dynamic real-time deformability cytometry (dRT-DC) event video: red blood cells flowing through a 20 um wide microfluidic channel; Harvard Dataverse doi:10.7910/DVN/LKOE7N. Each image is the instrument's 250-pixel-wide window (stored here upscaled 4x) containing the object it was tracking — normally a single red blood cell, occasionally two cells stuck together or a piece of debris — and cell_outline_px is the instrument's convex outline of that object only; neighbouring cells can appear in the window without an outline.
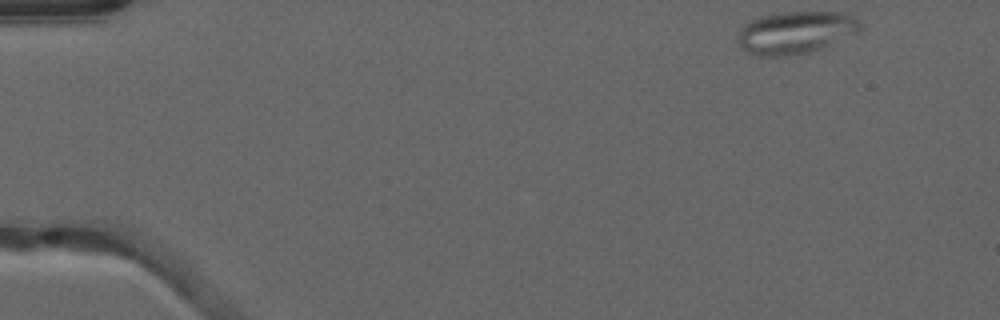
{"species": "common noctule bat (a hibernating species)", "species_latin": "Nyctalus noctula", "temperature_condition": "warm", "stored_images_in_passage": 30, "camera_frame_rate_fps": 3000, "um_per_image_px": 0.085, "animal": {"sex": "male", "forearm_length_mm": 52.5}, "frame": {"image": 1, "passage_image": 1, "time_ms": 0.0, "image_size_px": [1000, 320], "cell_outline_px": [[864, 24], [860, 32], [812, 52], [784, 56], [760, 56], [748, 52], [740, 48], [736, 40], [736, 32], [744, 24], [760, 16], [780, 12], [848, 12], [856, 16]], "centroid_in_image_um": [67.65, 2.75], "position_along_channel_um": 17.3, "area_um2": 31.04}}